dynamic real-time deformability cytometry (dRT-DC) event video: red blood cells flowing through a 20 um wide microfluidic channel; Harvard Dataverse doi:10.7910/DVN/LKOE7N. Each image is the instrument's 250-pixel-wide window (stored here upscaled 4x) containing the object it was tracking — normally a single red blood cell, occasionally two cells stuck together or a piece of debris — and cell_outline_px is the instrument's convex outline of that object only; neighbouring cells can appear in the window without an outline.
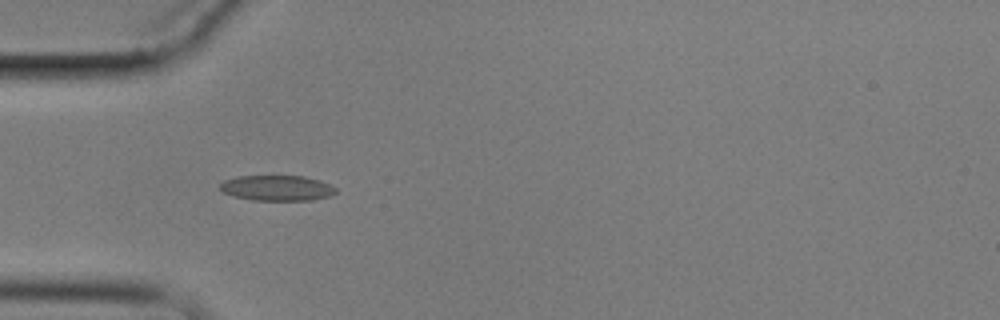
{"species": "common noctule bat (a hibernating species)", "species_latin": "Nyctalus noctula", "temperature_condition": "cold", "stored_images_in_passage": 2, "camera_frame_rate_fps": 3000, "um_per_image_px": 0.085, "animal": {"sex": "male", "body_mass_g": 17.9}, "frame": {"image": 1, "passage_image": 1, "time_ms": 0.0, "image_size_px": [1000, 320], "cell_outline_px": [[336, 192], [332, 196], [312, 200], [252, 200], [232, 196], [224, 192], [220, 188], [220, 184], [224, 180], [236, 176], [304, 176], [320, 180], [332, 184], [336, 188]], "centroid_in_image_um": [23.58, 15.98], "position_along_channel_um": 61.4, "area_um2": 17.34}}
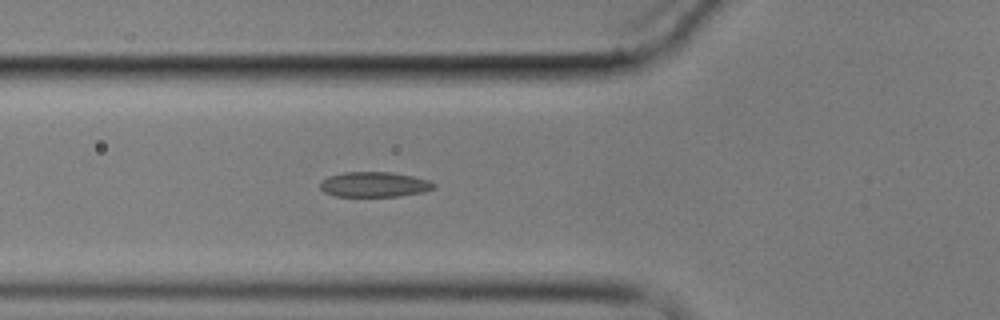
{"frame": {"image": 2, "passage_image": 2, "time_ms": 1.0, "image_size_px": [1000, 320], "cell_outline_px": [[436, 188], [424, 192], [400, 196], [336, 196], [324, 192], [320, 188], [320, 180], [328, 176], [344, 172], [392, 172], [412, 176], [428, 180], [436, 184]], "centroid_in_image_um": [31.82, 15.68], "position_along_channel_um": 94.0, "area_um2": 16.76}}